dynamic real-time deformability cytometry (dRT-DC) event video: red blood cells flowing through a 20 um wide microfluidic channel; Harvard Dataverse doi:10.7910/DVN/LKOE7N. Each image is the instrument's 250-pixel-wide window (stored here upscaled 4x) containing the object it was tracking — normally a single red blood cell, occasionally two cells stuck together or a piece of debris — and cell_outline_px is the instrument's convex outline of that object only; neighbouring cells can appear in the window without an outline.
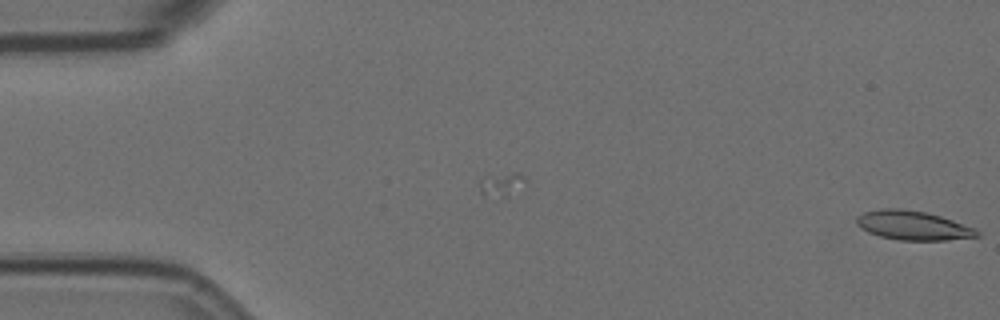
{"species": "Egyptian fruit bat (a non-hibernating species)", "species_latin": "Rousettus aegyptiacus", "temperature_condition": "room temperature", "stored_images_in_passage": 4, "camera_frame_rate_fps": 3000, "um_per_image_px": 0.085, "animal": {"sex": "female"}, "frame": {"image": 1, "passage_image": 4, "time_ms": 1.0, "image_size_px": [1000, 320], "cell_outline_px": [[980, 236], [948, 240], [900, 240], [880, 236], [868, 232], [860, 228], [856, 224], [856, 216], [864, 212], [880, 208], [900, 208], [924, 212], [940, 216], [976, 228], [980, 232]], "centroid_in_image_um": [77.59, 19.16], "position_along_channel_um": 7.4, "area_um2": 20.52}}